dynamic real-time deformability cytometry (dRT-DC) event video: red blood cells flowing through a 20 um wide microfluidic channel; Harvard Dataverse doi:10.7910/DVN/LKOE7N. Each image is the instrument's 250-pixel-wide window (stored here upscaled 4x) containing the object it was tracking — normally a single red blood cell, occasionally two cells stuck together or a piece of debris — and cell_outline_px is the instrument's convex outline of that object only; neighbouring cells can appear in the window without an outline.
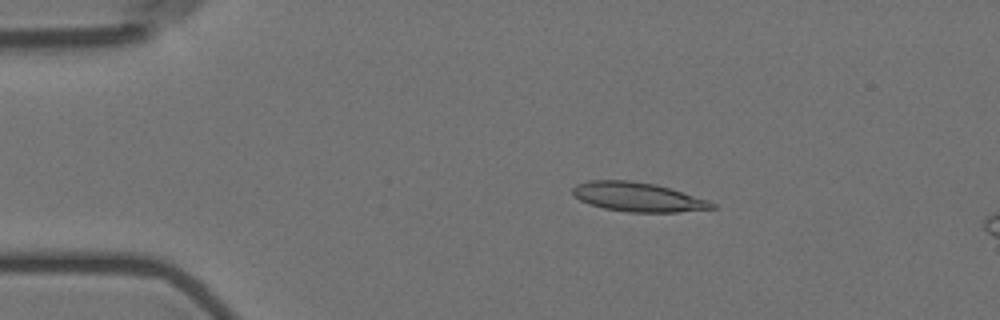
{"species": "Egyptian fruit bat (a non-hibernating species)", "species_latin": "Rousettus aegyptiacus", "temperature_condition": "room temperature", "stored_images_in_passage": 5, "camera_frame_rate_fps": 3000, "um_per_image_px": 0.085, "animal": {"sex": "female"}, "frame": {"image": 1, "passage_image": 3, "time_ms": 2.333, "image_size_px": [1000, 320], "cell_outline_px": [[716, 208], [676, 212], [628, 212], [604, 208], [580, 200], [572, 192], [572, 188], [576, 184], [588, 180], [632, 180], [656, 184], [708, 200], [716, 204]], "centroid_in_image_um": [54.21, 16.73], "position_along_channel_um": 30.8, "area_um2": 23.58}}